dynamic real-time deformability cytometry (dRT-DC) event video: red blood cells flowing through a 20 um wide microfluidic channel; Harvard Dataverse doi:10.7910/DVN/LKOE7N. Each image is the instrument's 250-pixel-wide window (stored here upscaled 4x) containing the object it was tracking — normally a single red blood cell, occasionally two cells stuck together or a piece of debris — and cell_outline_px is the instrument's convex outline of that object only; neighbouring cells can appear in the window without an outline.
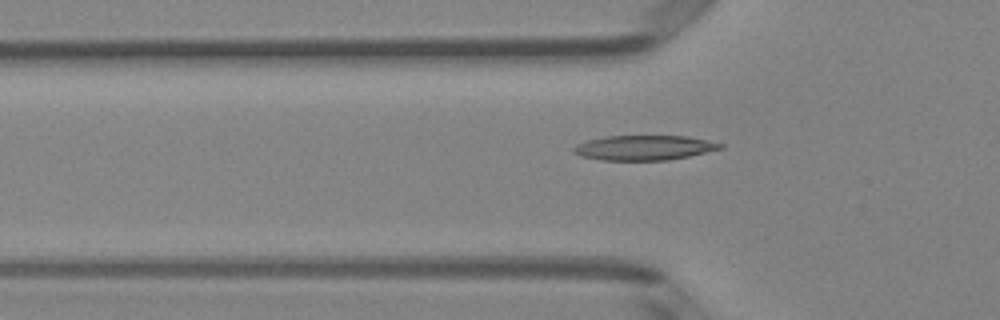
{"species": "Egyptian fruit bat (a non-hibernating species)", "species_latin": "Rousettus aegyptiacus", "temperature_condition": "room temperature", "stored_images_in_passage": 36, "camera_frame_rate_fps": 3000, "um_per_image_px": 0.085, "animal": {"sex": "female"}, "frame": {"image": 1, "passage_image": 3, "time_ms": 0.667, "image_size_px": [1000, 320], "cell_outline_px": [[724, 148], [688, 156], [668, 160], [600, 160], [580, 156], [572, 152], [572, 148], [576, 144], [588, 140], [608, 136], [688, 136], [724, 144]], "centroid_in_image_um": [54.72, 12.56], "position_along_channel_um": 71.1, "area_um2": 21.21}}
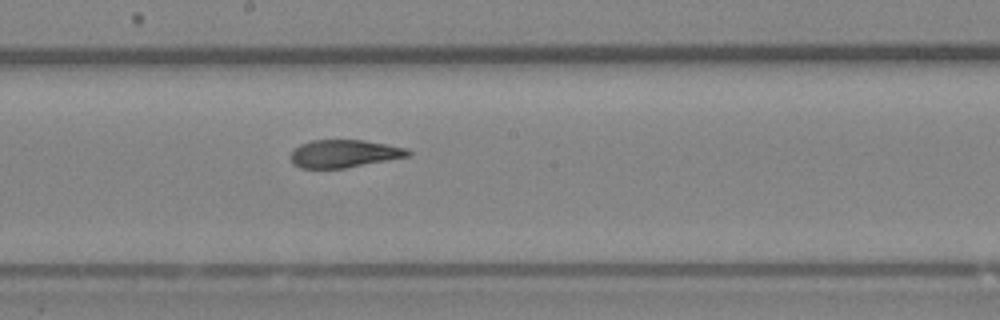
{"frame": {"image": 2, "passage_image": 14, "time_ms": 4.333, "image_size_px": [1000, 320], "cell_outline_px": [[412, 152], [408, 156], [344, 168], [300, 168], [292, 164], [288, 156], [292, 148], [300, 144], [312, 140], [364, 140], [408, 148]], "centroid_in_image_um": [29.17, 13.05], "position_along_channel_um": 219.0, "area_um2": 19.13}}
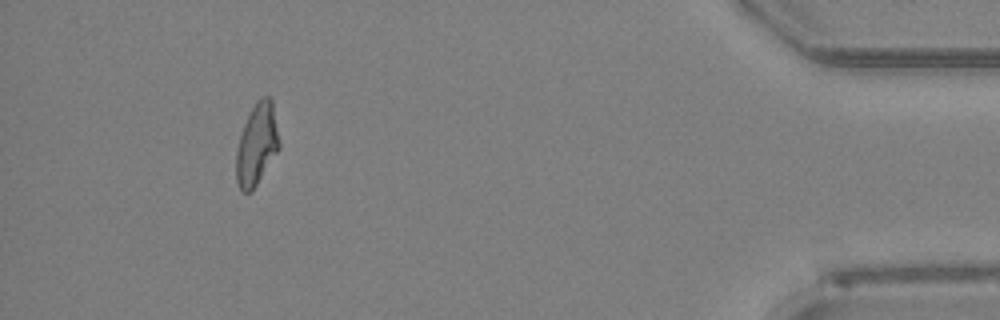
{"frame": {"image": 3, "passage_image": 33, "time_ms": 10.667, "image_size_px": [1000, 320], "cell_outline_px": [[280, 148], [252, 192], [240, 192], [236, 180], [236, 152], [240, 136], [244, 124], [256, 100], [260, 96], [268, 96], [272, 100], [280, 144]], "centroid_in_image_um": [21.83, 12.3], "position_along_channel_um": 413.4, "area_um2": 20.52}}